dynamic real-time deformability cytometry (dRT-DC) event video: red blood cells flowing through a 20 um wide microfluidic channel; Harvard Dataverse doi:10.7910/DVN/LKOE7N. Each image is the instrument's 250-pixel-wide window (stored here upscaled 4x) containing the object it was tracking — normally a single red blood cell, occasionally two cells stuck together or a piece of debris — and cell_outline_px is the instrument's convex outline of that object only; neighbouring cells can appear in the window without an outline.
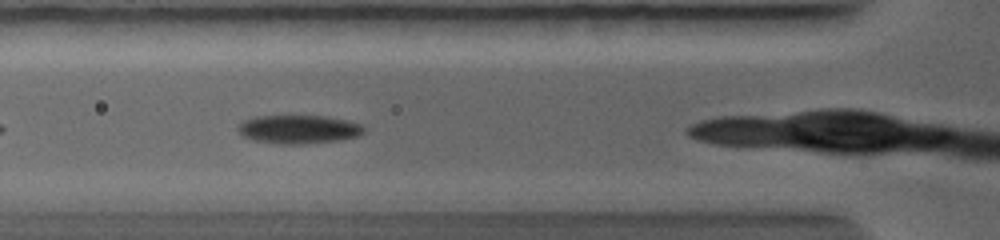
{"species": "common noctule bat (a hibernating species)", "species_latin": "Nyctalus noctula", "temperature_condition": "warm", "stored_images_in_passage": 20, "camera_frame_rate_fps": 5000, "um_per_image_px": 0.085, "animal": {"sex": "female", "body_mass_g": 19.0, "forearm_length_mm": 56.7}, "frame": {"image": 1, "passage_image": 4, "time_ms": 1.2, "image_size_px": [1000, 240], "cell_outline_px": [[368, 128], [360, 136], [336, 140], [300, 144], [276, 144], [252, 140], [244, 136], [236, 128], [244, 120], [252, 116], [324, 116], [348, 120], [360, 124]], "centroid_in_image_um": [25.39, 10.99], "position_along_channel_um": 100.4, "area_um2": 21.04}}